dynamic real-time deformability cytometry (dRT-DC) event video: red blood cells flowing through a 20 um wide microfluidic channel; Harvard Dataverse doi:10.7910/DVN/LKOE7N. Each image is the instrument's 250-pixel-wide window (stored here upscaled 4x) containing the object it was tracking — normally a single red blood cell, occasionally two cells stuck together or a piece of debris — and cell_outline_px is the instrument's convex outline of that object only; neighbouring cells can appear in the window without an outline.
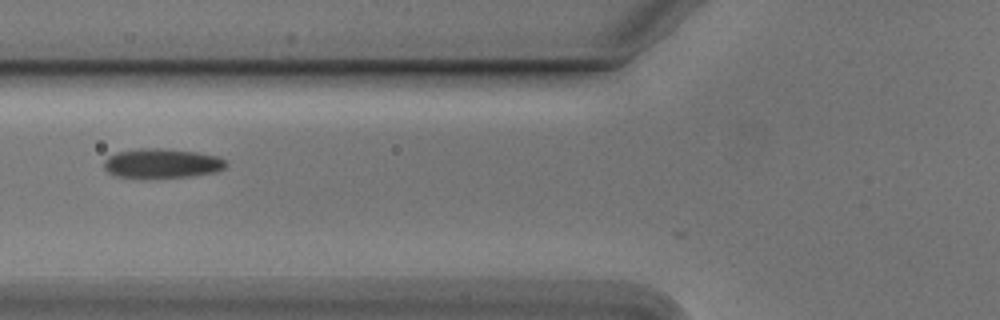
{"species": "Egyptian fruit bat (a non-hibernating species)", "species_latin": "Rousettus aegyptiacus", "temperature_condition": "cold", "stored_images_in_passage": 30, "camera_frame_rate_fps": 3000, "um_per_image_px": 0.085, "animal": {"sex": "male"}, "frame": {"image": 1, "passage_image": 2, "time_ms": 0.333, "image_size_px": [1000, 320], "cell_outline_px": [[228, 164], [224, 168], [216, 172], [192, 176], [116, 176], [108, 172], [104, 168], [104, 160], [108, 156], [116, 152], [140, 148], [160, 148], [196, 152], [216, 156], [228, 160]], "centroid_in_image_um": [13.79, 13.85], "position_along_channel_um": 112.0, "area_um2": 20.58}}
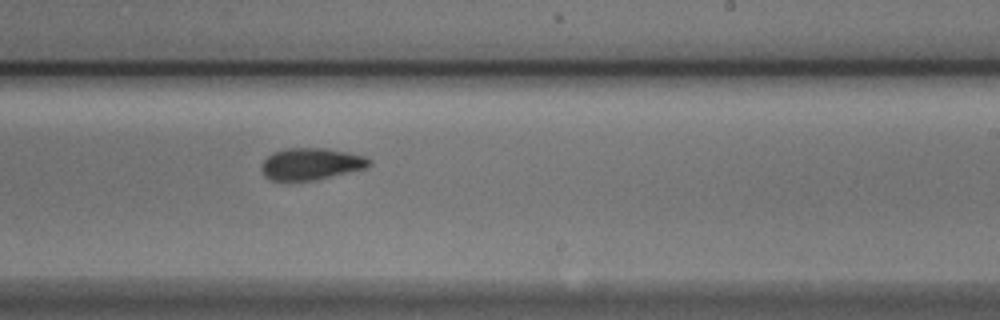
{"frame": {"image": 2, "passage_image": 14, "time_ms": 4.333, "image_size_px": [1000, 320], "cell_outline_px": [[372, 164], [368, 168], [316, 180], [288, 184], [272, 180], [264, 176], [260, 168], [260, 164], [272, 152], [284, 148], [328, 148], [348, 152], [364, 156], [372, 160]], "centroid_in_image_um": [26.41, 13.97], "position_along_channel_um": 262.6, "area_um2": 20.92}}
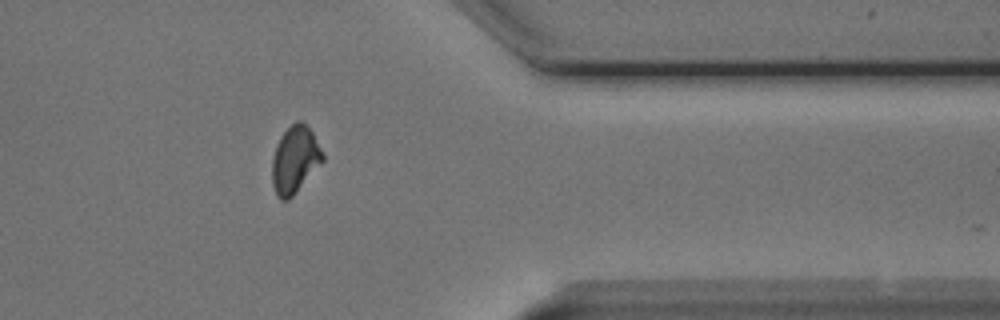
{"frame": {"image": 3, "passage_image": 25, "time_ms": 8.0, "image_size_px": [1000, 320], "cell_outline_px": [[324, 160], [292, 196], [288, 200], [280, 200], [276, 196], [272, 184], [272, 156], [276, 144], [280, 136], [296, 120], [300, 120], [312, 132], [324, 152]], "centroid_in_image_um": [25.05, 13.57], "position_along_channel_um": 386.4, "area_um2": 19.77}, "authors_computed_cell_mechanics": {"area_um2": 20.2011, "velocity_mm_per_s": 3.764, "shape_relaxation_time_tau1_ms": 2.9757, "shape_relaxation_time_tau2_ms": 1.2672, "deformation_change_tau1": 0.102, "deformation_change_tau2": 0.0503}}